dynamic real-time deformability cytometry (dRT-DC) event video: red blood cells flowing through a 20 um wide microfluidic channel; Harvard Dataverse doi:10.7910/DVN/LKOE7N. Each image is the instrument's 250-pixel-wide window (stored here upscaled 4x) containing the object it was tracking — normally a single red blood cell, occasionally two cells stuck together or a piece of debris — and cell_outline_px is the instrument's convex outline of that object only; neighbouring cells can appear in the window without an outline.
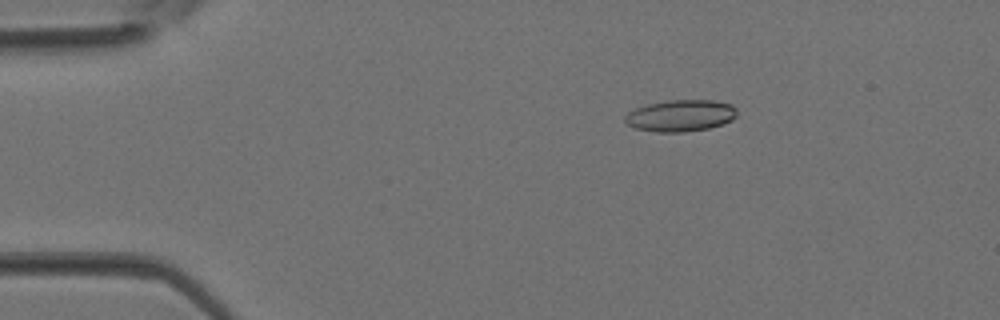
{"species": "Egyptian fruit bat (a non-hibernating species)", "species_latin": "Rousettus aegyptiacus", "temperature_condition": "room temperature", "stored_images_in_passage": 32, "camera_frame_rate_fps": 3000, "um_per_image_px": 0.085, "animal": {"sex": "female"}, "frame": {"image": 1, "passage_image": 1, "time_ms": 0.0, "image_size_px": [1000, 320], "cell_outline_px": [[736, 116], [732, 120], [708, 128], [684, 132], [656, 132], [636, 128], [628, 124], [624, 120], [624, 116], [628, 112], [636, 108], [648, 104], [668, 100], [712, 100], [732, 104], [736, 108]], "centroid_in_image_um": [57.84, 9.82], "position_along_channel_um": 27.2, "area_um2": 20.58}}
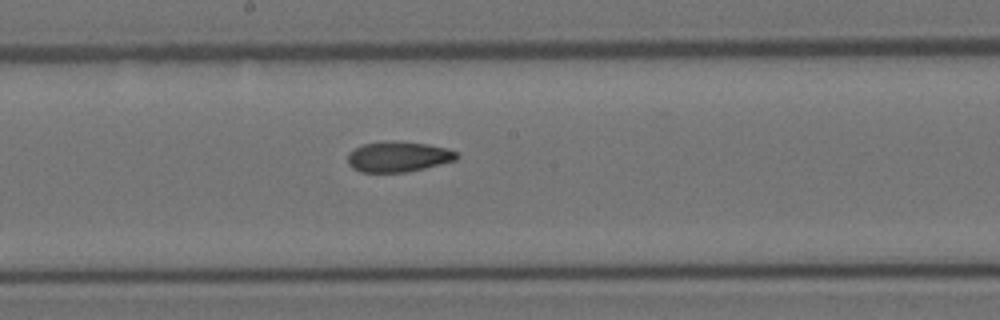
{"frame": {"image": 2, "passage_image": 15, "time_ms": 4.667, "image_size_px": [1000, 320], "cell_outline_px": [[460, 156], [456, 160], [424, 168], [404, 172], [360, 172], [352, 168], [348, 164], [348, 152], [364, 144], [384, 140], [388, 140], [428, 144], [448, 148], [456, 152]], "centroid_in_image_um": [33.84, 13.31], "position_along_channel_um": 214.4, "area_um2": 19.42}}
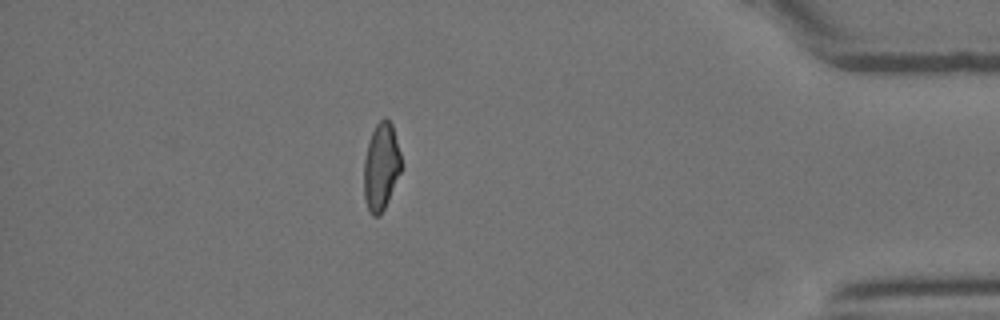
{"frame": {"image": 3, "passage_image": 28, "time_ms": 9.0, "image_size_px": [1000, 320], "cell_outline_px": [[404, 168], [380, 216], [372, 216], [364, 200], [364, 160], [368, 144], [372, 132], [376, 124], [384, 116], [392, 124], [404, 164]], "centroid_in_image_um": [32.43, 14.17], "position_along_channel_um": 402.8, "area_um2": 19.36}}